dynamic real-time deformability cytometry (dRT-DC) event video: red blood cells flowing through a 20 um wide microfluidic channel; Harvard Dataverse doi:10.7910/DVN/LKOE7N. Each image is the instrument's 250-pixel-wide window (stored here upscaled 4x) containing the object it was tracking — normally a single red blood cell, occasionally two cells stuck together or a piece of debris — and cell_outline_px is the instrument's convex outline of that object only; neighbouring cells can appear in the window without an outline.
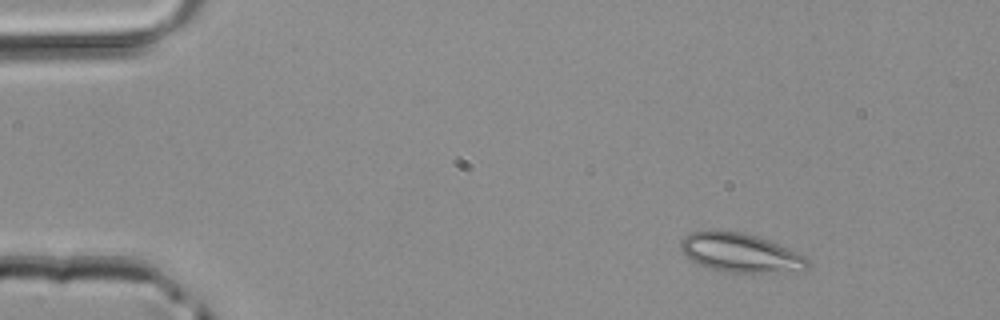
{"species": "common noctule bat (a hibernating species)", "species_latin": "Nyctalus noctula", "temperature_condition": "room temperature", "stored_images_in_passage": 4, "segment_of_instrument_passage": [1, 2], "camera_frame_rate_fps": 3000, "um_per_image_px": 0.085, "animal": {"sex": "male", "body_mass_g": 20.4}, "frame": {"image": 1, "passage_image": 1, "time_ms": 0.0, "image_size_px": [1000, 320], "cell_outline_px": [[808, 268], [760, 272], [724, 272], [700, 264], [684, 256], [680, 248], [680, 240], [684, 236], [692, 232], [708, 228], [712, 228], [744, 232], [768, 240], [800, 252], [808, 260]], "centroid_in_image_um": [62.84, 21.42], "position_along_channel_um": 22.2, "area_um2": 28.84}}